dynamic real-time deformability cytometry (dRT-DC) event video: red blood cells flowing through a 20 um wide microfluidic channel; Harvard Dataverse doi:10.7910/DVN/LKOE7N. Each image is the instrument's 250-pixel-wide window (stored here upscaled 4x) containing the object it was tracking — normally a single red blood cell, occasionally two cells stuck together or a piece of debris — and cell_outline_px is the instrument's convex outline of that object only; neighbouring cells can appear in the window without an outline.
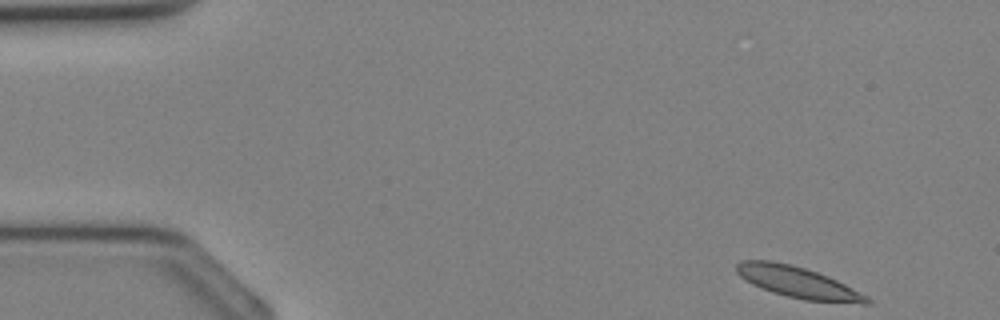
{"species": "Egyptian fruit bat (a non-hibernating species)", "species_latin": "Rousettus aegyptiacus", "temperature_condition": "cold", "stored_images_in_passage": 9, "camera_frame_rate_fps": 3000, "um_per_image_px": 0.085, "animal": {"sex": "female"}, "frame": {"image": 1, "passage_image": 1, "time_ms": 0.0, "image_size_px": [1000, 320], "cell_outline_px": [[872, 304], [864, 304], [804, 300], [772, 292], [752, 284], [740, 276], [736, 272], [736, 264], [740, 260], [772, 260], [792, 264], [828, 276], [868, 296], [872, 300]], "centroid_in_image_um": [67.83, 23.99], "position_along_channel_um": 17.2, "area_um2": 23.7}}